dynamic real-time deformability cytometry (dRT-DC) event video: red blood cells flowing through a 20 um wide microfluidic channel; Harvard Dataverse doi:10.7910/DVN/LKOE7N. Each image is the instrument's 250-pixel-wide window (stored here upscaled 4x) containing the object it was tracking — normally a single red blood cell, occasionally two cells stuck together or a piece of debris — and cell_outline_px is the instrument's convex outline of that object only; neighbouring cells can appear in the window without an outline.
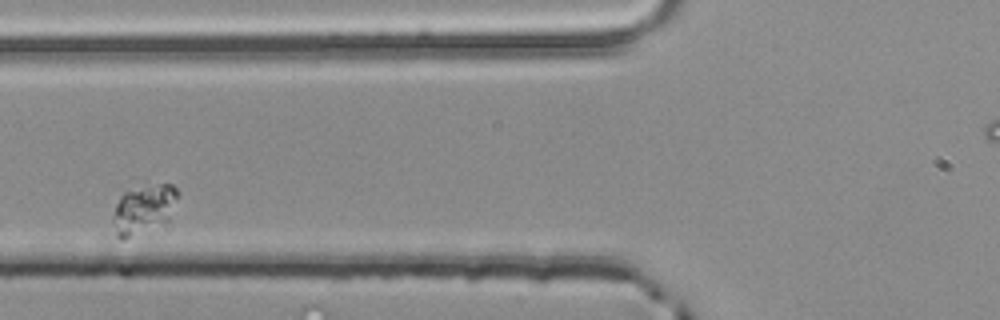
{"species": "common noctule bat (a hibernating species)", "species_latin": "Nyctalus noctula", "temperature_condition": "room temperature", "stored_images_in_passage": 5, "segment_of_instrument_passage": [2, 2], "camera_frame_rate_fps": 3000, "um_per_image_px": 0.085, "animal": {"sex": "male", "body_mass_g": 20.4}, "frame": {"image": 1, "passage_image": 5, "time_ms": 1.333, "image_size_px": [1000, 320], "cell_outline_px": [[176, 196], [168, 220], [124, 240], [120, 240], [116, 236], [116, 204], [120, 196], [124, 192], [144, 180], [172, 184], [176, 188]], "centroid_in_image_um": [12.21, 17.66], "position_along_channel_um": 113.6, "area_um2": 18.5}}